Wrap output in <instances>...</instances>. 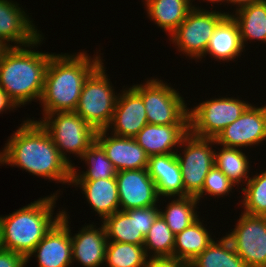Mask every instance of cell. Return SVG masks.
<instances>
[{
  "instance_id": "obj_1",
  "label": "cell",
  "mask_w": 266,
  "mask_h": 267,
  "mask_svg": "<svg viewBox=\"0 0 266 267\" xmlns=\"http://www.w3.org/2000/svg\"><path fill=\"white\" fill-rule=\"evenodd\" d=\"M8 140L0 152V164L17 166L58 183H71L72 166L37 120L24 121Z\"/></svg>"
},
{
  "instance_id": "obj_2",
  "label": "cell",
  "mask_w": 266,
  "mask_h": 267,
  "mask_svg": "<svg viewBox=\"0 0 266 267\" xmlns=\"http://www.w3.org/2000/svg\"><path fill=\"white\" fill-rule=\"evenodd\" d=\"M101 63L100 56L91 58L84 51L75 55L53 53L40 99L43 116L54 112L75 111L85 80Z\"/></svg>"
},
{
  "instance_id": "obj_3",
  "label": "cell",
  "mask_w": 266,
  "mask_h": 267,
  "mask_svg": "<svg viewBox=\"0 0 266 267\" xmlns=\"http://www.w3.org/2000/svg\"><path fill=\"white\" fill-rule=\"evenodd\" d=\"M43 38L41 35L25 48L9 47L0 61V88L16 107L33 99H41L47 67L53 54L35 52L29 47L40 45Z\"/></svg>"
},
{
  "instance_id": "obj_4",
  "label": "cell",
  "mask_w": 266,
  "mask_h": 267,
  "mask_svg": "<svg viewBox=\"0 0 266 267\" xmlns=\"http://www.w3.org/2000/svg\"><path fill=\"white\" fill-rule=\"evenodd\" d=\"M58 193L38 199L7 216H1L2 249L27 258L46 233L61 218H53Z\"/></svg>"
},
{
  "instance_id": "obj_5",
  "label": "cell",
  "mask_w": 266,
  "mask_h": 267,
  "mask_svg": "<svg viewBox=\"0 0 266 267\" xmlns=\"http://www.w3.org/2000/svg\"><path fill=\"white\" fill-rule=\"evenodd\" d=\"M103 62L85 80L75 112L95 131L107 130L118 94L110 84Z\"/></svg>"
},
{
  "instance_id": "obj_6",
  "label": "cell",
  "mask_w": 266,
  "mask_h": 267,
  "mask_svg": "<svg viewBox=\"0 0 266 267\" xmlns=\"http://www.w3.org/2000/svg\"><path fill=\"white\" fill-rule=\"evenodd\" d=\"M143 100L147 122L156 125L189 124V108L173 87L159 79L131 87Z\"/></svg>"
},
{
  "instance_id": "obj_7",
  "label": "cell",
  "mask_w": 266,
  "mask_h": 267,
  "mask_svg": "<svg viewBox=\"0 0 266 267\" xmlns=\"http://www.w3.org/2000/svg\"><path fill=\"white\" fill-rule=\"evenodd\" d=\"M43 119L38 122L48 132L61 156L71 166L73 164L66 154L69 152L81 157L95 141L96 131L75 111L54 112L45 115Z\"/></svg>"
},
{
  "instance_id": "obj_8",
  "label": "cell",
  "mask_w": 266,
  "mask_h": 267,
  "mask_svg": "<svg viewBox=\"0 0 266 267\" xmlns=\"http://www.w3.org/2000/svg\"><path fill=\"white\" fill-rule=\"evenodd\" d=\"M214 143L215 139L198 137L189 131L179 145L184 147L183 155L176 151L184 190L189 196L196 197L202 191L205 177L215 165V150L210 147Z\"/></svg>"
},
{
  "instance_id": "obj_9",
  "label": "cell",
  "mask_w": 266,
  "mask_h": 267,
  "mask_svg": "<svg viewBox=\"0 0 266 267\" xmlns=\"http://www.w3.org/2000/svg\"><path fill=\"white\" fill-rule=\"evenodd\" d=\"M251 104L235 98H215L189 109V131L198 137L215 139L238 119Z\"/></svg>"
},
{
  "instance_id": "obj_10",
  "label": "cell",
  "mask_w": 266,
  "mask_h": 267,
  "mask_svg": "<svg viewBox=\"0 0 266 267\" xmlns=\"http://www.w3.org/2000/svg\"><path fill=\"white\" fill-rule=\"evenodd\" d=\"M229 13L193 7L185 20L170 35L171 41L190 58L202 59L218 23Z\"/></svg>"
},
{
  "instance_id": "obj_11",
  "label": "cell",
  "mask_w": 266,
  "mask_h": 267,
  "mask_svg": "<svg viewBox=\"0 0 266 267\" xmlns=\"http://www.w3.org/2000/svg\"><path fill=\"white\" fill-rule=\"evenodd\" d=\"M226 236L248 267H266V217L242 213Z\"/></svg>"
},
{
  "instance_id": "obj_12",
  "label": "cell",
  "mask_w": 266,
  "mask_h": 267,
  "mask_svg": "<svg viewBox=\"0 0 266 267\" xmlns=\"http://www.w3.org/2000/svg\"><path fill=\"white\" fill-rule=\"evenodd\" d=\"M156 206L118 210L103 221L107 233V240L113 242L131 243L143 245L145 236L152 227L156 218L160 215Z\"/></svg>"
},
{
  "instance_id": "obj_13",
  "label": "cell",
  "mask_w": 266,
  "mask_h": 267,
  "mask_svg": "<svg viewBox=\"0 0 266 267\" xmlns=\"http://www.w3.org/2000/svg\"><path fill=\"white\" fill-rule=\"evenodd\" d=\"M266 141V106L250 105L241 116L215 138L217 145L241 148Z\"/></svg>"
},
{
  "instance_id": "obj_14",
  "label": "cell",
  "mask_w": 266,
  "mask_h": 267,
  "mask_svg": "<svg viewBox=\"0 0 266 267\" xmlns=\"http://www.w3.org/2000/svg\"><path fill=\"white\" fill-rule=\"evenodd\" d=\"M68 218L66 211L63 210L61 218L33 249L26 262L36 254L39 267H69L72 264V241Z\"/></svg>"
},
{
  "instance_id": "obj_15",
  "label": "cell",
  "mask_w": 266,
  "mask_h": 267,
  "mask_svg": "<svg viewBox=\"0 0 266 267\" xmlns=\"http://www.w3.org/2000/svg\"><path fill=\"white\" fill-rule=\"evenodd\" d=\"M116 180L120 210L127 211L157 205L159 195L147 168L118 171Z\"/></svg>"
},
{
  "instance_id": "obj_16",
  "label": "cell",
  "mask_w": 266,
  "mask_h": 267,
  "mask_svg": "<svg viewBox=\"0 0 266 267\" xmlns=\"http://www.w3.org/2000/svg\"><path fill=\"white\" fill-rule=\"evenodd\" d=\"M107 132L108 130L96 131L95 140L105 150L117 172L147 168L149 156L134 138L113 134L107 136Z\"/></svg>"
},
{
  "instance_id": "obj_17",
  "label": "cell",
  "mask_w": 266,
  "mask_h": 267,
  "mask_svg": "<svg viewBox=\"0 0 266 267\" xmlns=\"http://www.w3.org/2000/svg\"><path fill=\"white\" fill-rule=\"evenodd\" d=\"M147 123L142 98L131 87L124 89L122 94H118L113 118L107 130L113 128V135L134 138Z\"/></svg>"
},
{
  "instance_id": "obj_18",
  "label": "cell",
  "mask_w": 266,
  "mask_h": 267,
  "mask_svg": "<svg viewBox=\"0 0 266 267\" xmlns=\"http://www.w3.org/2000/svg\"><path fill=\"white\" fill-rule=\"evenodd\" d=\"M18 5L10 0H0V39L9 47H12L10 41L16 43L14 47H25L41 36Z\"/></svg>"
},
{
  "instance_id": "obj_19",
  "label": "cell",
  "mask_w": 266,
  "mask_h": 267,
  "mask_svg": "<svg viewBox=\"0 0 266 267\" xmlns=\"http://www.w3.org/2000/svg\"><path fill=\"white\" fill-rule=\"evenodd\" d=\"M189 132V124L156 125L147 123L134 137L148 156L176 153L183 137ZM173 150V151H172Z\"/></svg>"
},
{
  "instance_id": "obj_20",
  "label": "cell",
  "mask_w": 266,
  "mask_h": 267,
  "mask_svg": "<svg viewBox=\"0 0 266 267\" xmlns=\"http://www.w3.org/2000/svg\"><path fill=\"white\" fill-rule=\"evenodd\" d=\"M147 171L155 182L159 197L189 196L184 190L176 153L149 156Z\"/></svg>"
},
{
  "instance_id": "obj_21",
  "label": "cell",
  "mask_w": 266,
  "mask_h": 267,
  "mask_svg": "<svg viewBox=\"0 0 266 267\" xmlns=\"http://www.w3.org/2000/svg\"><path fill=\"white\" fill-rule=\"evenodd\" d=\"M93 224L83 227L71 236L72 260L80 262L84 267H99L105 262L107 233L104 225L94 228Z\"/></svg>"
},
{
  "instance_id": "obj_22",
  "label": "cell",
  "mask_w": 266,
  "mask_h": 267,
  "mask_svg": "<svg viewBox=\"0 0 266 267\" xmlns=\"http://www.w3.org/2000/svg\"><path fill=\"white\" fill-rule=\"evenodd\" d=\"M72 185H79L92 209L105 219L120 210L118 185L116 178L97 180H71Z\"/></svg>"
},
{
  "instance_id": "obj_23",
  "label": "cell",
  "mask_w": 266,
  "mask_h": 267,
  "mask_svg": "<svg viewBox=\"0 0 266 267\" xmlns=\"http://www.w3.org/2000/svg\"><path fill=\"white\" fill-rule=\"evenodd\" d=\"M244 49L237 22L229 14L214 29L203 56L210 54L215 59L227 62L239 57Z\"/></svg>"
},
{
  "instance_id": "obj_24",
  "label": "cell",
  "mask_w": 266,
  "mask_h": 267,
  "mask_svg": "<svg viewBox=\"0 0 266 267\" xmlns=\"http://www.w3.org/2000/svg\"><path fill=\"white\" fill-rule=\"evenodd\" d=\"M147 14L164 31L172 34L194 7L192 0H144Z\"/></svg>"
},
{
  "instance_id": "obj_25",
  "label": "cell",
  "mask_w": 266,
  "mask_h": 267,
  "mask_svg": "<svg viewBox=\"0 0 266 267\" xmlns=\"http://www.w3.org/2000/svg\"><path fill=\"white\" fill-rule=\"evenodd\" d=\"M213 241L198 218L194 223L175 235L173 257L190 263Z\"/></svg>"
},
{
  "instance_id": "obj_26",
  "label": "cell",
  "mask_w": 266,
  "mask_h": 267,
  "mask_svg": "<svg viewBox=\"0 0 266 267\" xmlns=\"http://www.w3.org/2000/svg\"><path fill=\"white\" fill-rule=\"evenodd\" d=\"M231 16L239 27L243 47L247 40L266 42V0L236 9Z\"/></svg>"
},
{
  "instance_id": "obj_27",
  "label": "cell",
  "mask_w": 266,
  "mask_h": 267,
  "mask_svg": "<svg viewBox=\"0 0 266 267\" xmlns=\"http://www.w3.org/2000/svg\"><path fill=\"white\" fill-rule=\"evenodd\" d=\"M190 267H248L238 256L227 236L217 241H212L210 245L200 253Z\"/></svg>"
},
{
  "instance_id": "obj_28",
  "label": "cell",
  "mask_w": 266,
  "mask_h": 267,
  "mask_svg": "<svg viewBox=\"0 0 266 267\" xmlns=\"http://www.w3.org/2000/svg\"><path fill=\"white\" fill-rule=\"evenodd\" d=\"M80 159L85 160L88 165L86 172L78 175L77 169L72 166L71 180H97L116 178V169L112 162L107 158L105 150L95 140L88 149L84 151Z\"/></svg>"
},
{
  "instance_id": "obj_29",
  "label": "cell",
  "mask_w": 266,
  "mask_h": 267,
  "mask_svg": "<svg viewBox=\"0 0 266 267\" xmlns=\"http://www.w3.org/2000/svg\"><path fill=\"white\" fill-rule=\"evenodd\" d=\"M175 199V200H174ZM160 215L174 235L181 233L198 218L195 208L199 201L194 196L174 198Z\"/></svg>"
},
{
  "instance_id": "obj_30",
  "label": "cell",
  "mask_w": 266,
  "mask_h": 267,
  "mask_svg": "<svg viewBox=\"0 0 266 267\" xmlns=\"http://www.w3.org/2000/svg\"><path fill=\"white\" fill-rule=\"evenodd\" d=\"M148 256L143 245L108 241L105 264L109 267H146Z\"/></svg>"
},
{
  "instance_id": "obj_31",
  "label": "cell",
  "mask_w": 266,
  "mask_h": 267,
  "mask_svg": "<svg viewBox=\"0 0 266 267\" xmlns=\"http://www.w3.org/2000/svg\"><path fill=\"white\" fill-rule=\"evenodd\" d=\"M215 165L237 186L249 180V160L239 148L222 147L215 151Z\"/></svg>"
},
{
  "instance_id": "obj_32",
  "label": "cell",
  "mask_w": 266,
  "mask_h": 267,
  "mask_svg": "<svg viewBox=\"0 0 266 267\" xmlns=\"http://www.w3.org/2000/svg\"><path fill=\"white\" fill-rule=\"evenodd\" d=\"M174 238L175 235L166 221L159 215L145 236L143 246L147 256L151 251L153 253L151 257H173Z\"/></svg>"
},
{
  "instance_id": "obj_33",
  "label": "cell",
  "mask_w": 266,
  "mask_h": 267,
  "mask_svg": "<svg viewBox=\"0 0 266 267\" xmlns=\"http://www.w3.org/2000/svg\"><path fill=\"white\" fill-rule=\"evenodd\" d=\"M246 187L242 188L244 213L266 217V171L249 178Z\"/></svg>"
},
{
  "instance_id": "obj_34",
  "label": "cell",
  "mask_w": 266,
  "mask_h": 267,
  "mask_svg": "<svg viewBox=\"0 0 266 267\" xmlns=\"http://www.w3.org/2000/svg\"><path fill=\"white\" fill-rule=\"evenodd\" d=\"M235 184L214 165L205 177L202 191L195 197L198 201L202 195L208 193L210 196L227 195Z\"/></svg>"
},
{
  "instance_id": "obj_35",
  "label": "cell",
  "mask_w": 266,
  "mask_h": 267,
  "mask_svg": "<svg viewBox=\"0 0 266 267\" xmlns=\"http://www.w3.org/2000/svg\"><path fill=\"white\" fill-rule=\"evenodd\" d=\"M26 258L17 252L0 249V267H25Z\"/></svg>"
},
{
  "instance_id": "obj_36",
  "label": "cell",
  "mask_w": 266,
  "mask_h": 267,
  "mask_svg": "<svg viewBox=\"0 0 266 267\" xmlns=\"http://www.w3.org/2000/svg\"><path fill=\"white\" fill-rule=\"evenodd\" d=\"M190 263L174 257H150L146 267H189Z\"/></svg>"
},
{
  "instance_id": "obj_37",
  "label": "cell",
  "mask_w": 266,
  "mask_h": 267,
  "mask_svg": "<svg viewBox=\"0 0 266 267\" xmlns=\"http://www.w3.org/2000/svg\"><path fill=\"white\" fill-rule=\"evenodd\" d=\"M17 108L15 104L9 99L7 94L0 88V113L6 110Z\"/></svg>"
},
{
  "instance_id": "obj_38",
  "label": "cell",
  "mask_w": 266,
  "mask_h": 267,
  "mask_svg": "<svg viewBox=\"0 0 266 267\" xmlns=\"http://www.w3.org/2000/svg\"><path fill=\"white\" fill-rule=\"evenodd\" d=\"M259 1H261V0H229V3L237 5L238 8H236V9H239L241 7H244L246 5H250L252 3H256Z\"/></svg>"
},
{
  "instance_id": "obj_39",
  "label": "cell",
  "mask_w": 266,
  "mask_h": 267,
  "mask_svg": "<svg viewBox=\"0 0 266 267\" xmlns=\"http://www.w3.org/2000/svg\"><path fill=\"white\" fill-rule=\"evenodd\" d=\"M9 48L1 39H0V61L5 53V51Z\"/></svg>"
},
{
  "instance_id": "obj_40",
  "label": "cell",
  "mask_w": 266,
  "mask_h": 267,
  "mask_svg": "<svg viewBox=\"0 0 266 267\" xmlns=\"http://www.w3.org/2000/svg\"><path fill=\"white\" fill-rule=\"evenodd\" d=\"M203 1H204V0H203ZM207 1H208V2H211V3H212V2H213V3H215V2H217V3H218V2H222V3H223V2H227V3L229 4V0H207Z\"/></svg>"
},
{
  "instance_id": "obj_41",
  "label": "cell",
  "mask_w": 266,
  "mask_h": 267,
  "mask_svg": "<svg viewBox=\"0 0 266 267\" xmlns=\"http://www.w3.org/2000/svg\"><path fill=\"white\" fill-rule=\"evenodd\" d=\"M0 249H2L1 216H0Z\"/></svg>"
}]
</instances>
